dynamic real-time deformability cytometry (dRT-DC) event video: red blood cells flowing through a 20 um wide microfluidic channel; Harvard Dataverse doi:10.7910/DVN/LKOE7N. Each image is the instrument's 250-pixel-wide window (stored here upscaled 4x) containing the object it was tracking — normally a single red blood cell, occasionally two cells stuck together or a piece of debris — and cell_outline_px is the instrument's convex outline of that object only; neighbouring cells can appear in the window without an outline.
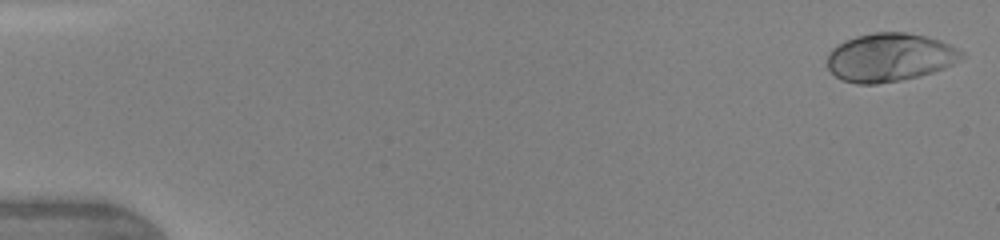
{"species": "human", "species_latin": "Homo sapiens", "temperature_condition": "warm", "stored_images_in_passage": 53, "camera_frame_rate_fps": 3000, "um_per_image_px": 0.085, "donor": {"sex": "female"}, "frame": {"image": 1, "passage_image": 1, "time_ms": 0.0, "image_size_px": [1000, 240], "cell_outline_px": [[964, 56], [952, 64], [944, 68], [920, 76], [900, 80], [876, 84], [856, 84], [840, 80], [828, 68], [828, 56], [832, 48], [856, 36], [876, 32], [904, 32], [928, 36], [940, 40], [964, 52]], "centroid_in_image_um": [75.63, 4.88], "position_along_channel_um": 9.4, "area_um2": 37.69}}
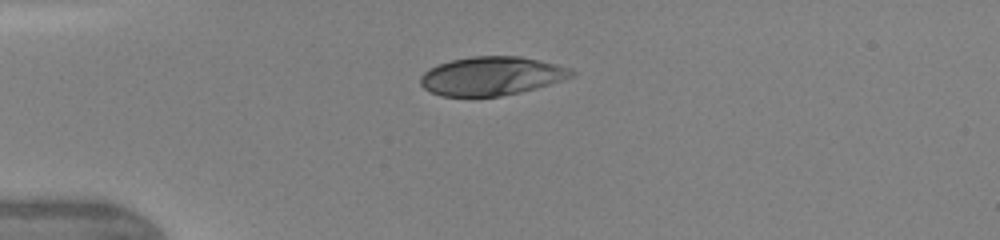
{"frame": {"image": 2, "passage_image": 16, "time_ms": 3.667, "image_size_px": [1000, 240], "cell_outline_px": [[576, 76], [536, 88], [520, 92], [500, 96], [440, 96], [424, 88], [420, 84], [420, 76], [428, 68], [452, 60], [472, 56], [520, 56], [556, 64], [568, 68], [576, 72]], "centroid_in_image_um": [41.78, 6.46], "position_along_channel_um": 43.2, "area_um2": 33.99}}